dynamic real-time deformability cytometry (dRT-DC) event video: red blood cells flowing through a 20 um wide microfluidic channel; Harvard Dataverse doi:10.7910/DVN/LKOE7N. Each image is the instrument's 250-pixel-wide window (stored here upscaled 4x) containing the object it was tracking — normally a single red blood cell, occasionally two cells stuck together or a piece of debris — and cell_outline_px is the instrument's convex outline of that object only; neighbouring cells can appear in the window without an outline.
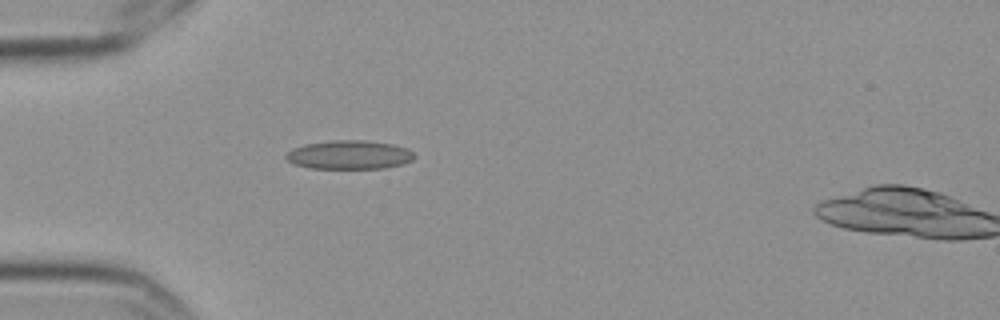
{"species": "Egyptian fruit bat (a non-hibernating species)", "species_latin": "Rousettus aegyptiacus", "temperature_condition": "cold", "stored_images_in_passage": 4, "camera_frame_rate_fps": 3000, "um_per_image_px": 0.085, "frame": {"image": 1, "passage_image": 3, "time_ms": 0.667, "image_size_px": [1000, 320], "cell_outline_px": [[416, 156], [412, 160], [404, 164], [384, 168], [308, 168], [292, 164], [284, 156], [292, 148], [304, 144], [332, 140], [364, 140], [392, 144], [408, 148]], "centroid_in_image_um": [29.68, 13.16], "position_along_channel_um": 55.3, "area_um2": 21.68}}